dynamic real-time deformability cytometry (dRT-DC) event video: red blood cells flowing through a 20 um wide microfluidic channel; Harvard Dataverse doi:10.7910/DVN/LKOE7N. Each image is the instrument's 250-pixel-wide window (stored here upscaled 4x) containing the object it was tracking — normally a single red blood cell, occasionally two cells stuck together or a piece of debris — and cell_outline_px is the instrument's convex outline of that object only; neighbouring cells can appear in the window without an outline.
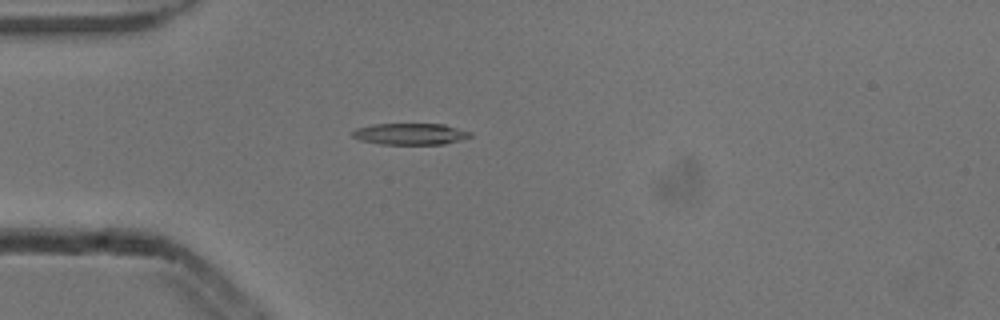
{"species": "common noctule bat (a hibernating species)", "species_latin": "Nyctalus noctula", "temperature_condition": "cold", "stored_images_in_passage": 3, "camera_frame_rate_fps": 3000, "um_per_image_px": 0.085, "animal": {"sex": "male", "body_mass_g": 13.3}, "frame": {"image": 1, "passage_image": 3, "time_ms": 0.667, "image_size_px": [1000, 320], "cell_outline_px": [[472, 136], [460, 140], [444, 144], [380, 144], [360, 140], [352, 136], [352, 132], [356, 128], [372, 124], [444, 124], [472, 132]], "centroid_in_image_um": [34.88, 11.38], "position_along_channel_um": 50.1, "area_um2": 14.74}}